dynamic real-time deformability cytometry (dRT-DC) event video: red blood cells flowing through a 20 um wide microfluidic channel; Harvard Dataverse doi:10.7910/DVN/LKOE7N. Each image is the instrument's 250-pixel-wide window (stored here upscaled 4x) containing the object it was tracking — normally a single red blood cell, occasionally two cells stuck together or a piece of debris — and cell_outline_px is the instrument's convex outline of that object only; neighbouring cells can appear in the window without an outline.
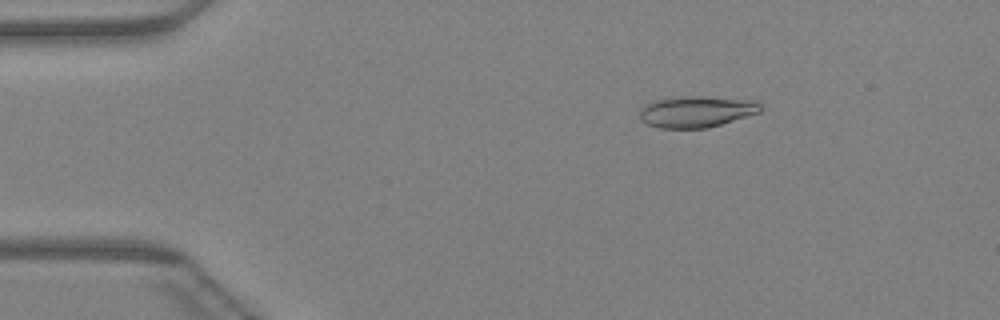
{"species": "Egyptian fruit bat (a non-hibernating species)", "species_latin": "Rousettus aegyptiacus", "temperature_condition": "warm", "stored_images_in_passage": 47, "camera_frame_rate_fps": 3000, "um_per_image_px": 0.085, "animal": {"sex": "female"}, "frame": {"image": 1, "passage_image": 8, "time_ms": 2.333, "image_size_px": [1000, 320], "cell_outline_px": [[764, 108], [760, 112], [708, 128], [660, 128], [648, 124], [640, 120], [640, 108], [644, 104], [656, 100], [680, 96], [700, 96], [756, 100]], "centroid_in_image_um": [59.2, 9.48], "position_along_channel_um": 25.8, "area_um2": 22.2}}
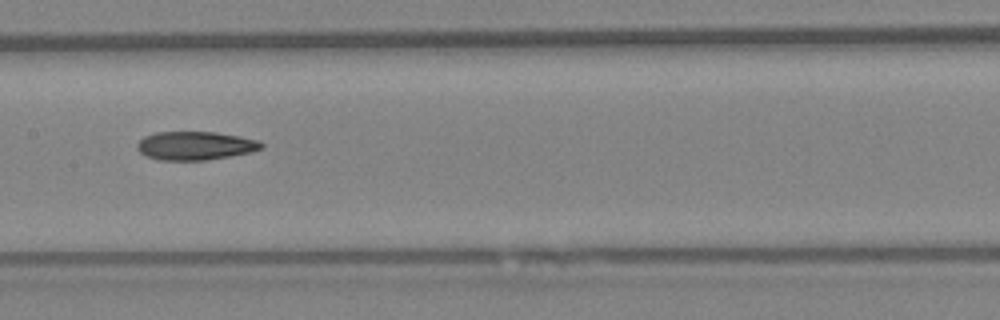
{"frame": {"image": 2, "passage_image": 24, "time_ms": 7.667, "image_size_px": [1000, 320], "cell_outline_px": [[264, 148], [248, 152], [228, 156], [204, 160], [160, 160], [148, 156], [140, 152], [136, 148], [136, 144], [144, 136], [156, 132], [216, 132], [240, 136], [260, 140], [264, 144]], "centroid_in_image_um": [16.6, 12.37], "position_along_channel_um": 190.8, "area_um2": 20.58}}
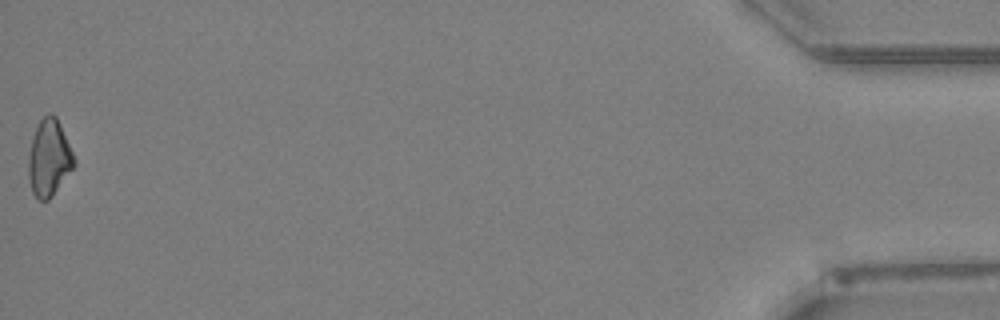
{"frame": {"image": 3, "passage_image": 47, "time_ms": 15.333, "image_size_px": [1000, 320], "cell_outline_px": [[76, 164], [52, 196], [48, 200], [36, 200], [32, 192], [28, 176], [28, 156], [32, 136], [40, 120], [48, 112], [52, 112], [56, 116], [60, 124], [76, 160]], "centroid_in_image_um": [4.16, 13.43], "position_along_channel_um": 431.0, "area_um2": 20.52}}